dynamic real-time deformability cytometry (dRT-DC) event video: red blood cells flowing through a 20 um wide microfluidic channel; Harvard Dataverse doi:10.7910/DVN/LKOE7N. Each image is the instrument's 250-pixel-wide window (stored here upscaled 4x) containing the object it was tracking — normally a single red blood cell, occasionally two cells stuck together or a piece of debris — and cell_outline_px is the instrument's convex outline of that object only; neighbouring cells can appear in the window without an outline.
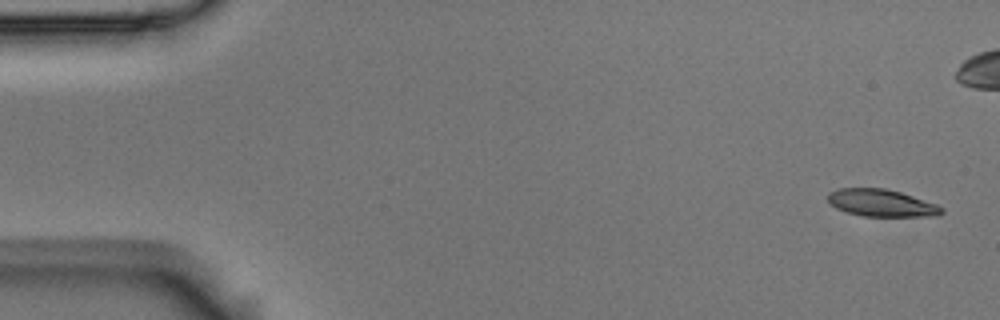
{"species": "Egyptian fruit bat (a non-hibernating species)", "species_latin": "Rousettus aegyptiacus", "temperature_condition": "room temperature", "stored_images_in_passage": 5, "camera_frame_rate_fps": 3000, "um_per_image_px": 0.085, "animal": {"sex": "male"}, "frame": {"image": 1, "passage_image": 1, "time_ms": 0.0, "image_size_px": [1000, 320], "cell_outline_px": [[944, 212], [936, 216], [860, 216], [836, 208], [828, 200], [828, 192], [836, 188], [884, 188], [900, 192], [936, 204], [944, 208]], "centroid_in_image_um": [74.91, 17.25], "position_along_channel_um": 10.1, "area_um2": 17.98}}